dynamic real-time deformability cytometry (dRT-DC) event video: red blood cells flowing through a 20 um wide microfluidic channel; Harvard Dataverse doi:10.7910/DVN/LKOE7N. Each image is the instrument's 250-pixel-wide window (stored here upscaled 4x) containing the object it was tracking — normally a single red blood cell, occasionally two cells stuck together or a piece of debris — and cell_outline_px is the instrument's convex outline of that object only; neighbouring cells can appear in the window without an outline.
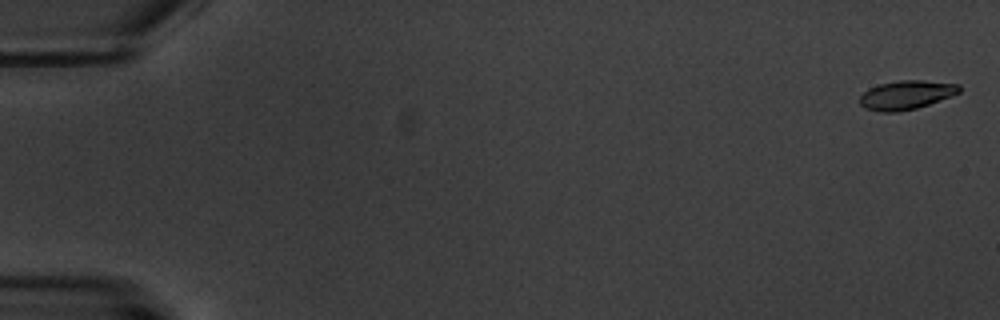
{"species": "common noctule bat (a hibernating species)", "species_latin": "Nyctalus noctula", "temperature_condition": "warm", "stored_images_in_passage": 6, "camera_frame_rate_fps": 3000, "um_per_image_px": 0.085, "animal": {"sex": "male", "body_mass_g": 20.1, "forearm_length_mm": 53.5}, "frame": {"image": 1, "passage_image": 1, "time_ms": 0.0, "image_size_px": [1000, 320], "cell_outline_px": [[960, 92], [952, 96], [916, 108], [896, 112], [880, 112], [864, 108], [860, 104], [860, 96], [868, 88], [880, 84], [900, 80], [920, 80], [960, 84]], "centroid_in_image_um": [77.02, 8.07], "position_along_channel_um": 8.0, "area_um2": 16.7}}